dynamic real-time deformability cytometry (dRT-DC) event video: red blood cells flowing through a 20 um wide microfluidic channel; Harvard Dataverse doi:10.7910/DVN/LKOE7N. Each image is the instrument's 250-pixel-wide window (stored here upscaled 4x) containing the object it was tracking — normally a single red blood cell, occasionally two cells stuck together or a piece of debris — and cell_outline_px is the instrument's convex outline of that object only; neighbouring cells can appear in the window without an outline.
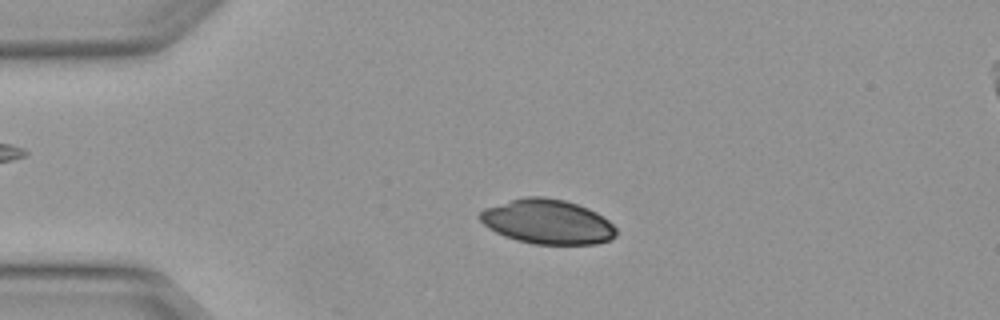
{"species": "Egyptian fruit bat (a non-hibernating species)", "species_latin": "Rousettus aegyptiacus", "temperature_condition": "warm", "stored_images_in_passage": 3, "camera_frame_rate_fps": 3000, "um_per_image_px": 0.085, "animal": {"sex": "female"}, "frame": {"image": 1, "passage_image": 2, "time_ms": 0.333, "image_size_px": [1000, 320], "cell_outline_px": [[616, 236], [608, 240], [596, 244], [532, 244], [516, 240], [504, 236], [488, 228], [480, 220], [480, 212], [484, 208], [524, 196], [544, 196], [564, 200], [588, 208], [596, 212], [608, 220], [616, 228]], "centroid_in_image_um": [46.53, 18.85], "position_along_channel_um": 38.5, "area_um2": 35.37}}